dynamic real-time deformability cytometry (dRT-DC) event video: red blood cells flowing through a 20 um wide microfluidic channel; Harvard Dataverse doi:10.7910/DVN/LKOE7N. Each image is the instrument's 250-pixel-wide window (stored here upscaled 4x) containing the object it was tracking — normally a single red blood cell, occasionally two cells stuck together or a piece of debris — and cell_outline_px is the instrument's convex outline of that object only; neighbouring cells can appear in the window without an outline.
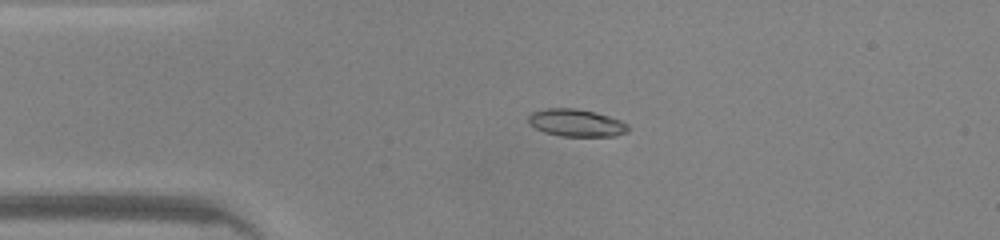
{"species": "common noctule bat (a hibernating species)", "species_latin": "Nyctalus noctula", "temperature_condition": "warm", "stored_images_in_passage": 38, "camera_frame_rate_fps": 3000, "um_per_image_px": 0.085, "animal": {"sex": "male", "body_mass_g": 20.0, "forearm_length_mm": 53.3}, "frame": {"image": 1, "passage_image": 1, "time_ms": 0.0, "image_size_px": [1000, 240], "cell_outline_px": [[628, 132], [616, 136], [560, 136], [544, 132], [528, 124], [528, 116], [532, 112], [544, 108], [576, 108], [596, 112], [620, 120], [628, 124]], "centroid_in_image_um": [48.97, 10.44], "position_along_channel_um": 36.0, "area_um2": 16.07}}
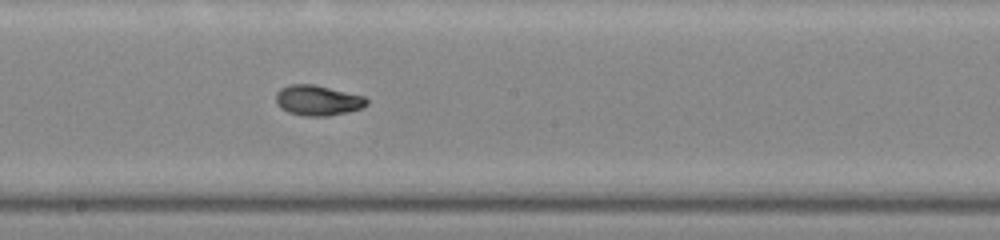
{"frame": {"image": 2, "passage_image": 16, "time_ms": 5.0, "image_size_px": [1000, 240], "cell_outline_px": [[368, 104], [360, 108], [348, 112], [328, 116], [304, 116], [288, 112], [280, 108], [276, 104], [276, 92], [280, 88], [288, 84], [312, 84], [364, 96], [368, 100]], "centroid_in_image_um": [26.97, 8.53], "position_along_channel_um": 221.2, "area_um2": 16.07}}
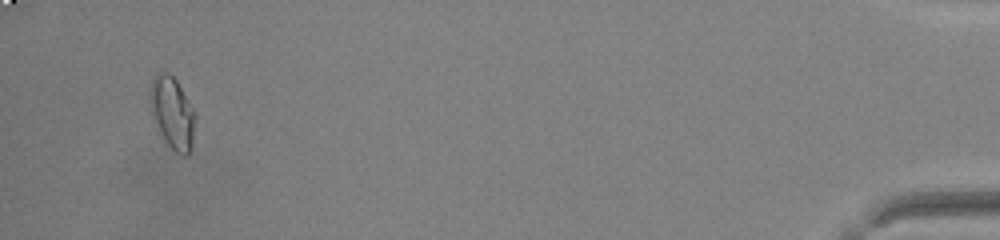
{"frame": {"image": 3, "passage_image": 36, "time_ms": 11.667, "image_size_px": [1000, 240], "cell_outline_px": [[196, 116], [188, 156], [184, 156], [176, 152], [164, 140], [152, 116], [148, 104], [148, 92], [152, 76], [156, 72], [168, 72], [176, 80], [196, 112]], "centroid_in_image_um": [14.6, 9.52], "position_along_channel_um": 420.6, "area_um2": 19.13}, "authors_computed_cell_mechanics": {"area_um2": 16.1262, "velocity_mm_per_s": 4.266, "shape_relaxation_time_tau1_ms": 3.395, "shape_relaxation_time_tau2_ms": 1.3758, "deformation_change_tau1": 0.1717, "deformation_change_tau2": 0.0348}}